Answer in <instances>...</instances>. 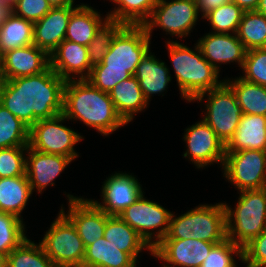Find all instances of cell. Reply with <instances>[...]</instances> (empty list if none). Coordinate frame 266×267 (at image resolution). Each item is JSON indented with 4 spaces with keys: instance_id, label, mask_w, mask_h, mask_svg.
Masks as SVG:
<instances>
[{
    "instance_id": "obj_1",
    "label": "cell",
    "mask_w": 266,
    "mask_h": 267,
    "mask_svg": "<svg viewBox=\"0 0 266 267\" xmlns=\"http://www.w3.org/2000/svg\"><path fill=\"white\" fill-rule=\"evenodd\" d=\"M51 67L43 73L6 80L0 104L31 128L63 113L64 86Z\"/></svg>"
},
{
    "instance_id": "obj_2",
    "label": "cell",
    "mask_w": 266,
    "mask_h": 267,
    "mask_svg": "<svg viewBox=\"0 0 266 267\" xmlns=\"http://www.w3.org/2000/svg\"><path fill=\"white\" fill-rule=\"evenodd\" d=\"M151 44L143 25H126L114 38L103 62L91 68L86 80L95 88L109 93L116 84L134 75Z\"/></svg>"
},
{
    "instance_id": "obj_3",
    "label": "cell",
    "mask_w": 266,
    "mask_h": 267,
    "mask_svg": "<svg viewBox=\"0 0 266 267\" xmlns=\"http://www.w3.org/2000/svg\"><path fill=\"white\" fill-rule=\"evenodd\" d=\"M62 114L71 124L82 123L106 138L128 126L117 113L109 94L86 79L66 81Z\"/></svg>"
},
{
    "instance_id": "obj_4",
    "label": "cell",
    "mask_w": 266,
    "mask_h": 267,
    "mask_svg": "<svg viewBox=\"0 0 266 267\" xmlns=\"http://www.w3.org/2000/svg\"><path fill=\"white\" fill-rule=\"evenodd\" d=\"M170 69H173L179 96L191 103L199 94L220 86L225 78L203 57L197 43L193 47L181 41L164 42ZM221 76V77H220Z\"/></svg>"
},
{
    "instance_id": "obj_5",
    "label": "cell",
    "mask_w": 266,
    "mask_h": 267,
    "mask_svg": "<svg viewBox=\"0 0 266 267\" xmlns=\"http://www.w3.org/2000/svg\"><path fill=\"white\" fill-rule=\"evenodd\" d=\"M172 212L168 234L163 239H199L221 243L227 239L226 210L222 201L202 203L178 215Z\"/></svg>"
},
{
    "instance_id": "obj_6",
    "label": "cell",
    "mask_w": 266,
    "mask_h": 267,
    "mask_svg": "<svg viewBox=\"0 0 266 267\" xmlns=\"http://www.w3.org/2000/svg\"><path fill=\"white\" fill-rule=\"evenodd\" d=\"M233 204L223 201L226 210L227 239L240 247L266 229V188L242 190Z\"/></svg>"
},
{
    "instance_id": "obj_7",
    "label": "cell",
    "mask_w": 266,
    "mask_h": 267,
    "mask_svg": "<svg viewBox=\"0 0 266 267\" xmlns=\"http://www.w3.org/2000/svg\"><path fill=\"white\" fill-rule=\"evenodd\" d=\"M194 102L203 107L201 118L226 145L233 137L243 115L232 88L224 81L220 86L199 94L191 103Z\"/></svg>"
},
{
    "instance_id": "obj_8",
    "label": "cell",
    "mask_w": 266,
    "mask_h": 267,
    "mask_svg": "<svg viewBox=\"0 0 266 267\" xmlns=\"http://www.w3.org/2000/svg\"><path fill=\"white\" fill-rule=\"evenodd\" d=\"M201 19L203 17L198 12L195 0H158L150 18L143 26L151 40L153 30L160 29L168 37L164 38L165 42L179 39L183 41L190 38Z\"/></svg>"
},
{
    "instance_id": "obj_9",
    "label": "cell",
    "mask_w": 266,
    "mask_h": 267,
    "mask_svg": "<svg viewBox=\"0 0 266 267\" xmlns=\"http://www.w3.org/2000/svg\"><path fill=\"white\" fill-rule=\"evenodd\" d=\"M39 240L55 267H83L85 245L76 227L59 210Z\"/></svg>"
},
{
    "instance_id": "obj_10",
    "label": "cell",
    "mask_w": 266,
    "mask_h": 267,
    "mask_svg": "<svg viewBox=\"0 0 266 267\" xmlns=\"http://www.w3.org/2000/svg\"><path fill=\"white\" fill-rule=\"evenodd\" d=\"M69 120L59 114L53 118L38 120L29 131V146L39 152L57 154L71 158H81L76 146L85 138L83 133L67 126Z\"/></svg>"
},
{
    "instance_id": "obj_11",
    "label": "cell",
    "mask_w": 266,
    "mask_h": 267,
    "mask_svg": "<svg viewBox=\"0 0 266 267\" xmlns=\"http://www.w3.org/2000/svg\"><path fill=\"white\" fill-rule=\"evenodd\" d=\"M173 211L145 197V191L118 216L153 249L167 234Z\"/></svg>"
},
{
    "instance_id": "obj_12",
    "label": "cell",
    "mask_w": 266,
    "mask_h": 267,
    "mask_svg": "<svg viewBox=\"0 0 266 267\" xmlns=\"http://www.w3.org/2000/svg\"><path fill=\"white\" fill-rule=\"evenodd\" d=\"M223 179L237 192L266 188V151L225 152L221 170Z\"/></svg>"
},
{
    "instance_id": "obj_13",
    "label": "cell",
    "mask_w": 266,
    "mask_h": 267,
    "mask_svg": "<svg viewBox=\"0 0 266 267\" xmlns=\"http://www.w3.org/2000/svg\"><path fill=\"white\" fill-rule=\"evenodd\" d=\"M182 135L185 144L182 158L193 164L195 169L204 170L216 164L222 168L225 144L203 119L187 126Z\"/></svg>"
},
{
    "instance_id": "obj_14",
    "label": "cell",
    "mask_w": 266,
    "mask_h": 267,
    "mask_svg": "<svg viewBox=\"0 0 266 267\" xmlns=\"http://www.w3.org/2000/svg\"><path fill=\"white\" fill-rule=\"evenodd\" d=\"M110 175V176H109ZM102 182L100 199L89 198L108 215H118L133 204L145 191L137 175L126 171H114Z\"/></svg>"
},
{
    "instance_id": "obj_15",
    "label": "cell",
    "mask_w": 266,
    "mask_h": 267,
    "mask_svg": "<svg viewBox=\"0 0 266 267\" xmlns=\"http://www.w3.org/2000/svg\"><path fill=\"white\" fill-rule=\"evenodd\" d=\"M64 192L63 195L66 197V206L68 208H65L62 204L59 210L73 223L79 237L82 239L85 247H87L95 240L103 237L106 225V212L85 196H74L72 193Z\"/></svg>"
},
{
    "instance_id": "obj_16",
    "label": "cell",
    "mask_w": 266,
    "mask_h": 267,
    "mask_svg": "<svg viewBox=\"0 0 266 267\" xmlns=\"http://www.w3.org/2000/svg\"><path fill=\"white\" fill-rule=\"evenodd\" d=\"M216 244L191 238L162 239L152 249V257L161 267H200Z\"/></svg>"
},
{
    "instance_id": "obj_17",
    "label": "cell",
    "mask_w": 266,
    "mask_h": 267,
    "mask_svg": "<svg viewBox=\"0 0 266 267\" xmlns=\"http://www.w3.org/2000/svg\"><path fill=\"white\" fill-rule=\"evenodd\" d=\"M203 57L221 74L222 65L242 70L246 49L236 34L206 32L196 41Z\"/></svg>"
},
{
    "instance_id": "obj_18",
    "label": "cell",
    "mask_w": 266,
    "mask_h": 267,
    "mask_svg": "<svg viewBox=\"0 0 266 267\" xmlns=\"http://www.w3.org/2000/svg\"><path fill=\"white\" fill-rule=\"evenodd\" d=\"M73 160L57 154L36 151L28 145L26 176L32 192L42 195L47 187H55L56 179L71 165Z\"/></svg>"
},
{
    "instance_id": "obj_19",
    "label": "cell",
    "mask_w": 266,
    "mask_h": 267,
    "mask_svg": "<svg viewBox=\"0 0 266 267\" xmlns=\"http://www.w3.org/2000/svg\"><path fill=\"white\" fill-rule=\"evenodd\" d=\"M79 6L55 7L33 23V44L49 56L65 40L71 14Z\"/></svg>"
},
{
    "instance_id": "obj_20",
    "label": "cell",
    "mask_w": 266,
    "mask_h": 267,
    "mask_svg": "<svg viewBox=\"0 0 266 267\" xmlns=\"http://www.w3.org/2000/svg\"><path fill=\"white\" fill-rule=\"evenodd\" d=\"M50 67L66 81L86 79L92 68L87 46L64 40L50 55Z\"/></svg>"
},
{
    "instance_id": "obj_21",
    "label": "cell",
    "mask_w": 266,
    "mask_h": 267,
    "mask_svg": "<svg viewBox=\"0 0 266 267\" xmlns=\"http://www.w3.org/2000/svg\"><path fill=\"white\" fill-rule=\"evenodd\" d=\"M50 67V56L34 44L16 48L3 54L2 74L6 80L33 76Z\"/></svg>"
},
{
    "instance_id": "obj_22",
    "label": "cell",
    "mask_w": 266,
    "mask_h": 267,
    "mask_svg": "<svg viewBox=\"0 0 266 267\" xmlns=\"http://www.w3.org/2000/svg\"><path fill=\"white\" fill-rule=\"evenodd\" d=\"M153 50H149L136 67L134 76L139 82L144 98L150 105L152 97L164 96L173 77L170 74L167 62L155 56ZM157 94V95H156Z\"/></svg>"
},
{
    "instance_id": "obj_23",
    "label": "cell",
    "mask_w": 266,
    "mask_h": 267,
    "mask_svg": "<svg viewBox=\"0 0 266 267\" xmlns=\"http://www.w3.org/2000/svg\"><path fill=\"white\" fill-rule=\"evenodd\" d=\"M103 237L117 246V249L128 253L139 265L141 264V256L144 253L148 252L152 257V248L118 215H108L106 213Z\"/></svg>"
},
{
    "instance_id": "obj_24",
    "label": "cell",
    "mask_w": 266,
    "mask_h": 267,
    "mask_svg": "<svg viewBox=\"0 0 266 267\" xmlns=\"http://www.w3.org/2000/svg\"><path fill=\"white\" fill-rule=\"evenodd\" d=\"M105 15V16H104ZM109 19L108 14H101L100 9L83 3L71 14L65 40L88 46L96 32Z\"/></svg>"
},
{
    "instance_id": "obj_25",
    "label": "cell",
    "mask_w": 266,
    "mask_h": 267,
    "mask_svg": "<svg viewBox=\"0 0 266 267\" xmlns=\"http://www.w3.org/2000/svg\"><path fill=\"white\" fill-rule=\"evenodd\" d=\"M108 94L117 113L127 124L135 122L134 118L150 106L134 75L116 84Z\"/></svg>"
},
{
    "instance_id": "obj_26",
    "label": "cell",
    "mask_w": 266,
    "mask_h": 267,
    "mask_svg": "<svg viewBox=\"0 0 266 267\" xmlns=\"http://www.w3.org/2000/svg\"><path fill=\"white\" fill-rule=\"evenodd\" d=\"M247 149L266 151V116L243 114L233 137L225 145V152Z\"/></svg>"
},
{
    "instance_id": "obj_27",
    "label": "cell",
    "mask_w": 266,
    "mask_h": 267,
    "mask_svg": "<svg viewBox=\"0 0 266 267\" xmlns=\"http://www.w3.org/2000/svg\"><path fill=\"white\" fill-rule=\"evenodd\" d=\"M32 196L33 192L26 174L0 178V212L11 213L25 220L23 212Z\"/></svg>"
},
{
    "instance_id": "obj_28",
    "label": "cell",
    "mask_w": 266,
    "mask_h": 267,
    "mask_svg": "<svg viewBox=\"0 0 266 267\" xmlns=\"http://www.w3.org/2000/svg\"><path fill=\"white\" fill-rule=\"evenodd\" d=\"M101 237L85 248L83 267H139L126 252ZM141 267V266H140Z\"/></svg>"
},
{
    "instance_id": "obj_29",
    "label": "cell",
    "mask_w": 266,
    "mask_h": 267,
    "mask_svg": "<svg viewBox=\"0 0 266 267\" xmlns=\"http://www.w3.org/2000/svg\"><path fill=\"white\" fill-rule=\"evenodd\" d=\"M232 88L242 113L266 116V87L245 81L240 76L224 77Z\"/></svg>"
},
{
    "instance_id": "obj_30",
    "label": "cell",
    "mask_w": 266,
    "mask_h": 267,
    "mask_svg": "<svg viewBox=\"0 0 266 267\" xmlns=\"http://www.w3.org/2000/svg\"><path fill=\"white\" fill-rule=\"evenodd\" d=\"M105 1V0H104ZM114 6L106 12L109 19L126 25H143L151 16L158 0H106ZM113 4V5H112Z\"/></svg>"
},
{
    "instance_id": "obj_31",
    "label": "cell",
    "mask_w": 266,
    "mask_h": 267,
    "mask_svg": "<svg viewBox=\"0 0 266 267\" xmlns=\"http://www.w3.org/2000/svg\"><path fill=\"white\" fill-rule=\"evenodd\" d=\"M31 44H33V22L13 13L0 27L1 53Z\"/></svg>"
},
{
    "instance_id": "obj_32",
    "label": "cell",
    "mask_w": 266,
    "mask_h": 267,
    "mask_svg": "<svg viewBox=\"0 0 266 267\" xmlns=\"http://www.w3.org/2000/svg\"><path fill=\"white\" fill-rule=\"evenodd\" d=\"M236 35L246 50L266 46V16L256 11H245Z\"/></svg>"
},
{
    "instance_id": "obj_33",
    "label": "cell",
    "mask_w": 266,
    "mask_h": 267,
    "mask_svg": "<svg viewBox=\"0 0 266 267\" xmlns=\"http://www.w3.org/2000/svg\"><path fill=\"white\" fill-rule=\"evenodd\" d=\"M7 267H55L41 244L28 236L8 254Z\"/></svg>"
},
{
    "instance_id": "obj_34",
    "label": "cell",
    "mask_w": 266,
    "mask_h": 267,
    "mask_svg": "<svg viewBox=\"0 0 266 267\" xmlns=\"http://www.w3.org/2000/svg\"><path fill=\"white\" fill-rule=\"evenodd\" d=\"M30 128L0 104V149L29 145Z\"/></svg>"
},
{
    "instance_id": "obj_35",
    "label": "cell",
    "mask_w": 266,
    "mask_h": 267,
    "mask_svg": "<svg viewBox=\"0 0 266 267\" xmlns=\"http://www.w3.org/2000/svg\"><path fill=\"white\" fill-rule=\"evenodd\" d=\"M244 11L232 1H228L206 14L202 21L210 26L214 33L236 34ZM205 20V21H204Z\"/></svg>"
},
{
    "instance_id": "obj_36",
    "label": "cell",
    "mask_w": 266,
    "mask_h": 267,
    "mask_svg": "<svg viewBox=\"0 0 266 267\" xmlns=\"http://www.w3.org/2000/svg\"><path fill=\"white\" fill-rule=\"evenodd\" d=\"M125 26L126 24L123 22L108 19L100 27L87 46L89 62L92 67L103 62L114 38Z\"/></svg>"
},
{
    "instance_id": "obj_37",
    "label": "cell",
    "mask_w": 266,
    "mask_h": 267,
    "mask_svg": "<svg viewBox=\"0 0 266 267\" xmlns=\"http://www.w3.org/2000/svg\"><path fill=\"white\" fill-rule=\"evenodd\" d=\"M25 223L14 214L0 212V251L9 254L28 237Z\"/></svg>"
},
{
    "instance_id": "obj_38",
    "label": "cell",
    "mask_w": 266,
    "mask_h": 267,
    "mask_svg": "<svg viewBox=\"0 0 266 267\" xmlns=\"http://www.w3.org/2000/svg\"><path fill=\"white\" fill-rule=\"evenodd\" d=\"M243 248L229 239L216 244L200 267H241Z\"/></svg>"
},
{
    "instance_id": "obj_39",
    "label": "cell",
    "mask_w": 266,
    "mask_h": 267,
    "mask_svg": "<svg viewBox=\"0 0 266 267\" xmlns=\"http://www.w3.org/2000/svg\"><path fill=\"white\" fill-rule=\"evenodd\" d=\"M240 72L239 76L245 81L266 87V49L247 50L244 65Z\"/></svg>"
},
{
    "instance_id": "obj_40",
    "label": "cell",
    "mask_w": 266,
    "mask_h": 267,
    "mask_svg": "<svg viewBox=\"0 0 266 267\" xmlns=\"http://www.w3.org/2000/svg\"><path fill=\"white\" fill-rule=\"evenodd\" d=\"M28 146L0 149V178L26 174V154Z\"/></svg>"
},
{
    "instance_id": "obj_41",
    "label": "cell",
    "mask_w": 266,
    "mask_h": 267,
    "mask_svg": "<svg viewBox=\"0 0 266 267\" xmlns=\"http://www.w3.org/2000/svg\"><path fill=\"white\" fill-rule=\"evenodd\" d=\"M244 267H266V229L243 247Z\"/></svg>"
},
{
    "instance_id": "obj_42",
    "label": "cell",
    "mask_w": 266,
    "mask_h": 267,
    "mask_svg": "<svg viewBox=\"0 0 266 267\" xmlns=\"http://www.w3.org/2000/svg\"><path fill=\"white\" fill-rule=\"evenodd\" d=\"M13 9L15 15L34 23L43 18L51 6L47 0H15Z\"/></svg>"
},
{
    "instance_id": "obj_43",
    "label": "cell",
    "mask_w": 266,
    "mask_h": 267,
    "mask_svg": "<svg viewBox=\"0 0 266 267\" xmlns=\"http://www.w3.org/2000/svg\"><path fill=\"white\" fill-rule=\"evenodd\" d=\"M231 0H195L199 14L204 17L211 10L218 8Z\"/></svg>"
},
{
    "instance_id": "obj_44",
    "label": "cell",
    "mask_w": 266,
    "mask_h": 267,
    "mask_svg": "<svg viewBox=\"0 0 266 267\" xmlns=\"http://www.w3.org/2000/svg\"><path fill=\"white\" fill-rule=\"evenodd\" d=\"M13 13V3H0V27L13 15Z\"/></svg>"
},
{
    "instance_id": "obj_45",
    "label": "cell",
    "mask_w": 266,
    "mask_h": 267,
    "mask_svg": "<svg viewBox=\"0 0 266 267\" xmlns=\"http://www.w3.org/2000/svg\"><path fill=\"white\" fill-rule=\"evenodd\" d=\"M233 3L238 5L244 12L255 11L259 0H231Z\"/></svg>"
},
{
    "instance_id": "obj_46",
    "label": "cell",
    "mask_w": 266,
    "mask_h": 267,
    "mask_svg": "<svg viewBox=\"0 0 266 267\" xmlns=\"http://www.w3.org/2000/svg\"><path fill=\"white\" fill-rule=\"evenodd\" d=\"M51 8L55 7H64V6H80L82 3L79 2L80 4H76V0H47Z\"/></svg>"
},
{
    "instance_id": "obj_47",
    "label": "cell",
    "mask_w": 266,
    "mask_h": 267,
    "mask_svg": "<svg viewBox=\"0 0 266 267\" xmlns=\"http://www.w3.org/2000/svg\"><path fill=\"white\" fill-rule=\"evenodd\" d=\"M255 11L266 16V0H259Z\"/></svg>"
},
{
    "instance_id": "obj_48",
    "label": "cell",
    "mask_w": 266,
    "mask_h": 267,
    "mask_svg": "<svg viewBox=\"0 0 266 267\" xmlns=\"http://www.w3.org/2000/svg\"><path fill=\"white\" fill-rule=\"evenodd\" d=\"M8 254L0 251V267H7Z\"/></svg>"
},
{
    "instance_id": "obj_49",
    "label": "cell",
    "mask_w": 266,
    "mask_h": 267,
    "mask_svg": "<svg viewBox=\"0 0 266 267\" xmlns=\"http://www.w3.org/2000/svg\"><path fill=\"white\" fill-rule=\"evenodd\" d=\"M5 83H6L5 76L2 73H0V102H1L2 92L4 89Z\"/></svg>"
},
{
    "instance_id": "obj_50",
    "label": "cell",
    "mask_w": 266,
    "mask_h": 267,
    "mask_svg": "<svg viewBox=\"0 0 266 267\" xmlns=\"http://www.w3.org/2000/svg\"><path fill=\"white\" fill-rule=\"evenodd\" d=\"M2 69H3V54L1 53L0 50V73H2Z\"/></svg>"
},
{
    "instance_id": "obj_51",
    "label": "cell",
    "mask_w": 266,
    "mask_h": 267,
    "mask_svg": "<svg viewBox=\"0 0 266 267\" xmlns=\"http://www.w3.org/2000/svg\"><path fill=\"white\" fill-rule=\"evenodd\" d=\"M15 0H0V3H14Z\"/></svg>"
}]
</instances>
